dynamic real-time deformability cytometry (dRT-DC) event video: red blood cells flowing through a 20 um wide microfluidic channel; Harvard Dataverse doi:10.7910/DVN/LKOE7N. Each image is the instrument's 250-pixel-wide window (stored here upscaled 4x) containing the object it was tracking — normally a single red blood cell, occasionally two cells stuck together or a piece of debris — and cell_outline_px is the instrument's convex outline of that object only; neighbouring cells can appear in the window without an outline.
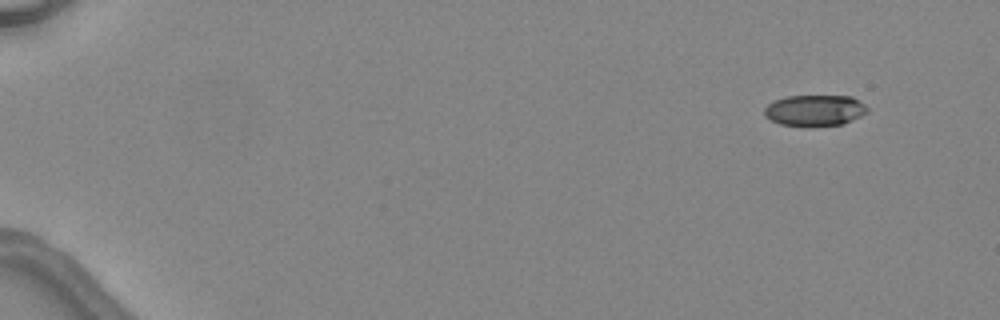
{"species": "common noctule bat (a hibernating species)", "species_latin": "Nyctalus noctula", "temperature_condition": "warm", "stored_images_in_passage": 5, "camera_frame_rate_fps": 3000, "um_per_image_px": 0.085, "animal": {"sex": "female", "body_mass_g": 24.6, "forearm_length_mm": 56.2}, "frame": {"image": 1, "passage_image": 1, "time_ms": 0.0, "image_size_px": [1000, 320], "cell_outline_px": [[868, 112], [844, 124], [808, 128], [780, 124], [764, 116], [764, 108], [772, 100], [784, 96], [852, 96], [864, 104], [868, 108]], "centroid_in_image_um": [69.23, 9.4], "position_along_channel_um": 15.8, "area_um2": 19.19}}